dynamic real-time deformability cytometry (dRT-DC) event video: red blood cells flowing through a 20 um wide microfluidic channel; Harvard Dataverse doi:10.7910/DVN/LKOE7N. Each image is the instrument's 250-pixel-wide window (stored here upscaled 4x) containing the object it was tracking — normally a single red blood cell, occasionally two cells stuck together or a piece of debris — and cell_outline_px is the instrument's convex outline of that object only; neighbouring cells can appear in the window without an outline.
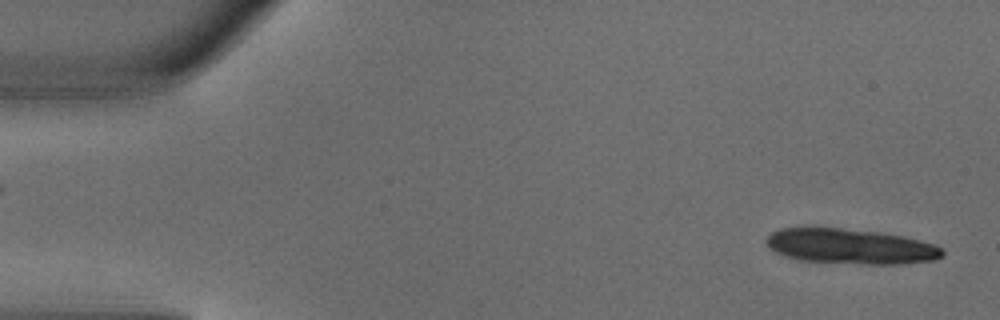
{"species": "common noctule bat (a hibernating species)", "species_latin": "Nyctalus noctula", "temperature_condition": "warm", "stored_images_in_passage": 5, "camera_frame_rate_fps": 3000, "um_per_image_px": 0.085, "animal": {"sex": "male", "body_mass_g": 18.8}, "frame": {"image": 1, "passage_image": 1, "time_ms": 0.0, "image_size_px": [1000, 320], "cell_outline_px": [[944, 256], [932, 260], [904, 264], [864, 264], [796, 260], [776, 252], [768, 248], [764, 240], [772, 232], [780, 228], [840, 228], [880, 232], [904, 236], [936, 244], [944, 248]], "centroid_in_image_um": [72.32, 20.95], "position_along_channel_um": 12.7, "area_um2": 36.36}}
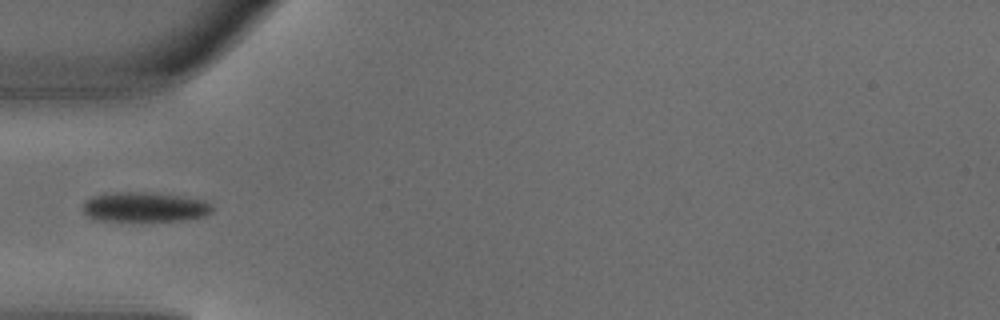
{"frame": {"image": 2, "passage_image": 5, "time_ms": 1.333, "image_size_px": [1000, 320], "cell_outline_px": [[212, 212], [208, 216], [184, 220], [96, 220], [88, 216], [84, 212], [84, 200], [92, 196], [104, 192], [152, 192], [184, 196], [204, 200], [212, 204]], "centroid_in_image_um": [12.32, 17.57], "position_along_channel_um": 72.7, "area_um2": 22.66}}